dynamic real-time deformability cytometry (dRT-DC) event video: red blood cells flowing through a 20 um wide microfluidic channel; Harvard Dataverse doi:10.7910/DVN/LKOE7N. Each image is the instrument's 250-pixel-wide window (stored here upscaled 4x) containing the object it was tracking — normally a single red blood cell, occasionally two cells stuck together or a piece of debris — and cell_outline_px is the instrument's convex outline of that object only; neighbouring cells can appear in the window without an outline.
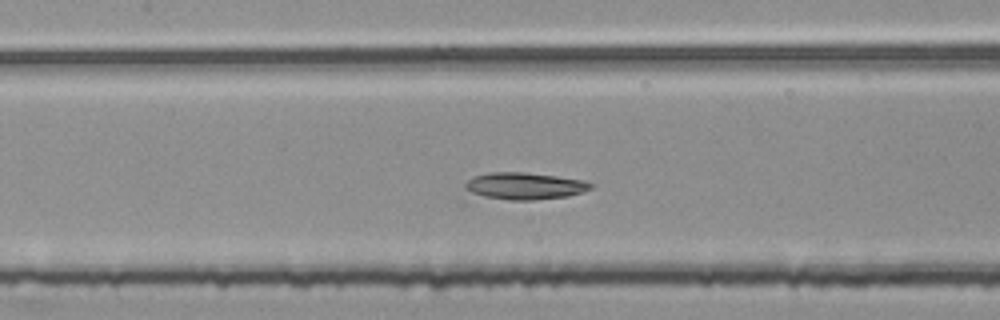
{"species": "common noctule bat (a hibernating species)", "species_latin": "Nyctalus noctula", "temperature_condition": "room temperature", "stored_images_in_passage": 50, "segment_of_instrument_passage": [2, 2], "camera_frame_rate_fps": 3000, "um_per_image_px": 0.085, "animal": {"sex": "female", "body_mass_g": 25.1}, "frame": {"image": 1, "passage_image": 23, "time_ms": 7.333, "image_size_px": [1000, 320], "cell_outline_px": [[596, 184], [592, 188], [584, 192], [568, 196], [532, 200], [508, 200], [484, 196], [472, 192], [464, 188], [464, 184], [472, 176], [488, 172], [524, 172], [556, 176], [584, 180]], "centroid_in_image_um": [44.63, 15.8], "position_along_channel_um": 162.8, "area_um2": 19.83}}
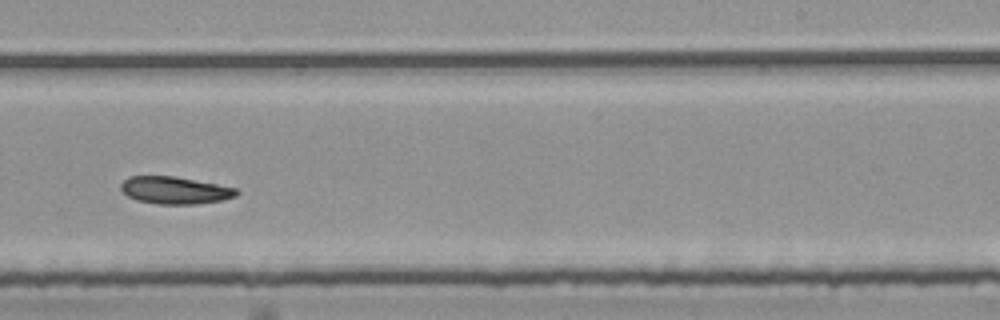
{"frame": {"image": 2, "passage_image": 32, "time_ms": 10.333, "image_size_px": [1000, 320], "cell_outline_px": [[240, 192], [236, 196], [224, 200], [196, 204], [160, 204], [136, 200], [128, 196], [120, 188], [120, 184], [128, 176], [172, 176], [216, 184], [236, 188]], "centroid_in_image_um": [14.87, 16.18], "position_along_channel_um": 274.1, "area_um2": 18.32}}
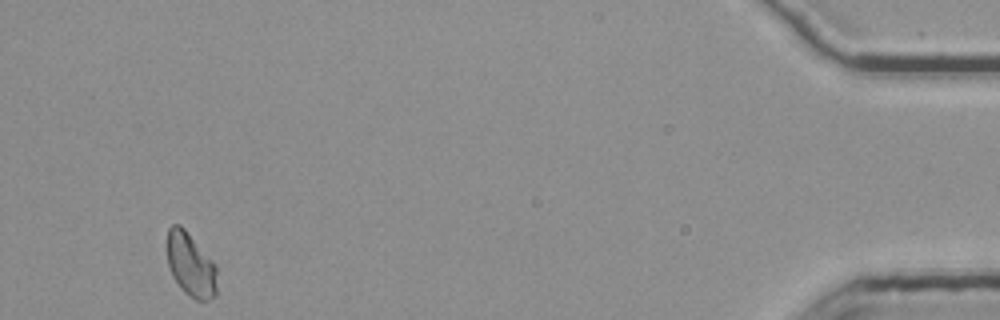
{"frame": {"image": 3, "passage_image": 50, "time_ms": 16.333, "image_size_px": [1000, 320], "cell_outline_px": [[216, 296], [208, 300], [196, 300], [184, 292], [172, 276], [168, 264], [164, 248], [164, 244], [168, 228], [172, 224], [180, 224], [184, 228], [216, 264]], "centroid_in_image_um": [16.16, 22.46], "position_along_channel_um": 419.0, "area_um2": 19.02}}